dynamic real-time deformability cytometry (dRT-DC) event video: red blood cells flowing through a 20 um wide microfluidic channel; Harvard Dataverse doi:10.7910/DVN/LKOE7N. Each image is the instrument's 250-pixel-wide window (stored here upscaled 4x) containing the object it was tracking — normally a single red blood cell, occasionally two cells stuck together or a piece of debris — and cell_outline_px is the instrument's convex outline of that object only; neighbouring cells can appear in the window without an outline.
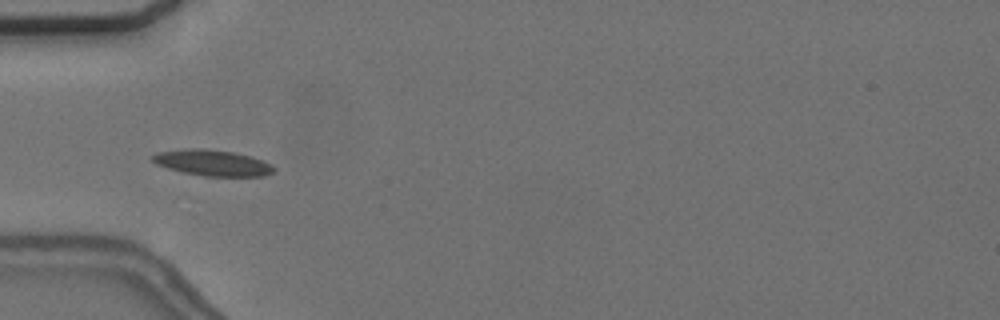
{"species": "common noctule bat (a hibernating species)", "species_latin": "Nyctalus noctula", "temperature_condition": "cold", "stored_images_in_passage": 6, "camera_frame_rate_fps": 3000, "um_per_image_px": 0.085, "animal": {"sex": "female", "body_mass_g": 24.6, "forearm_length_mm": 56.2}, "frame": {"image": 1, "passage_image": 2, "time_ms": 1.333, "image_size_px": [1000, 320], "cell_outline_px": [[276, 172], [264, 176], [204, 176], [184, 172], [168, 168], [156, 164], [152, 160], [152, 156], [156, 152], [192, 148], [204, 148], [232, 152], [248, 156], [272, 164], [276, 168]], "centroid_in_image_um": [18.08, 13.84], "position_along_channel_um": 66.9, "area_um2": 18.26}}